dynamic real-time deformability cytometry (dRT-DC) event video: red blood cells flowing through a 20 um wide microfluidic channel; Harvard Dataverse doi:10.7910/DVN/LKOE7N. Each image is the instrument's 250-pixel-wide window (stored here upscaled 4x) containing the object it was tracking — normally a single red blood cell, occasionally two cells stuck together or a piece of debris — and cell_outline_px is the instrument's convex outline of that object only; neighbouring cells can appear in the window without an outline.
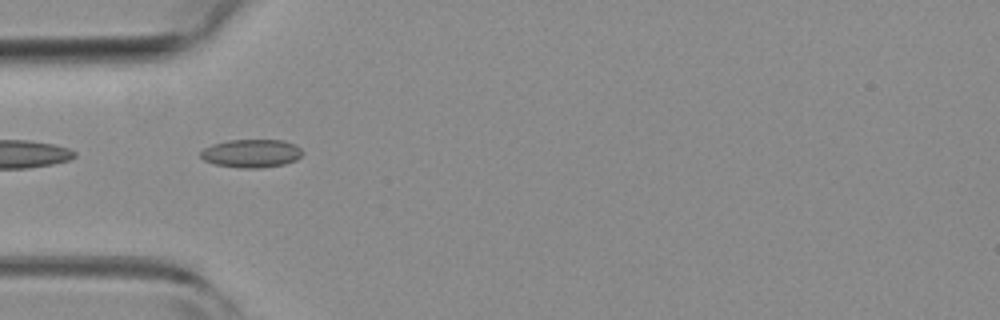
{"species": "common noctule bat (a hibernating species)", "species_latin": "Nyctalus noctula", "temperature_condition": "room temperature", "stored_images_in_passage": 5, "camera_frame_rate_fps": 3000, "um_per_image_px": 0.085, "animal": {"sex": "female", "body_mass_g": 19.3, "forearm_length_mm": 54.1}, "frame": {"image": 1, "passage_image": 3, "time_ms": 0.667, "image_size_px": [1000, 320], "cell_outline_px": [[304, 152], [296, 160], [284, 164], [260, 168], [240, 168], [212, 164], [204, 160], [200, 156], [200, 152], [204, 148], [212, 144], [228, 140], [284, 140], [296, 144]], "centroid_in_image_um": [21.36, 13.03], "position_along_channel_um": 63.6, "area_um2": 16.94}}
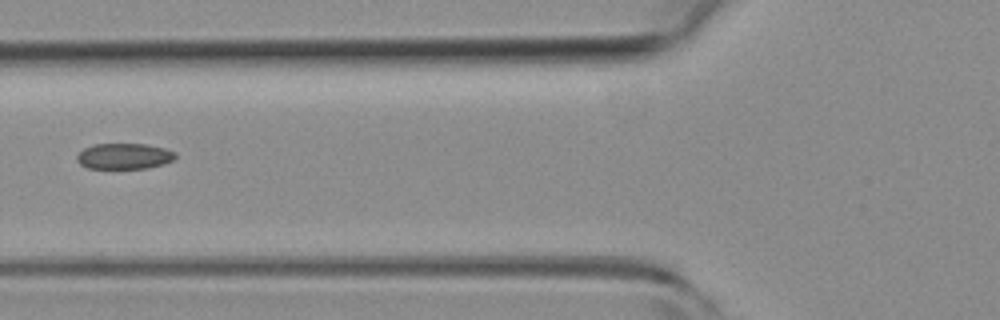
{"frame": {"image": 2, "passage_image": 4, "time_ms": 1.0, "image_size_px": [1000, 320], "cell_outline_px": [[176, 156], [172, 160], [164, 164], [148, 168], [88, 168], [80, 164], [76, 160], [76, 156], [84, 148], [92, 144], [144, 144], [164, 148], [176, 152]], "centroid_in_image_um": [10.54, 13.27], "position_along_channel_um": 115.3, "area_um2": 14.8}}
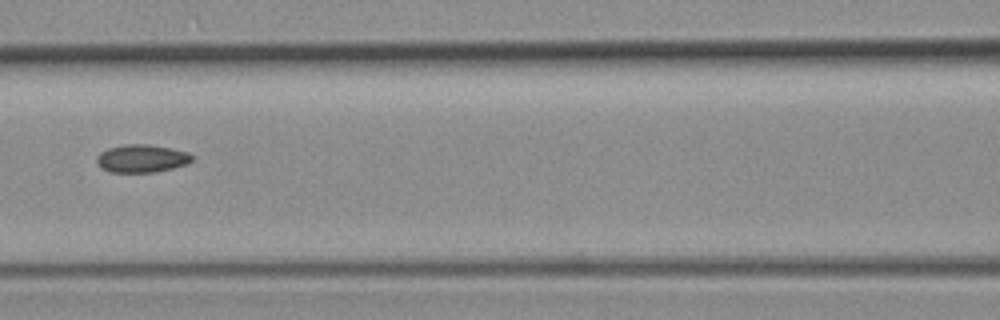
{"frame": {"image": 3, "passage_image": 5, "time_ms": 1.333, "image_size_px": [1000, 320], "cell_outline_px": [[192, 160], [184, 164], [172, 168], [156, 172], [108, 172], [100, 168], [96, 164], [96, 156], [100, 152], [108, 148], [124, 144], [148, 144], [188, 152], [192, 156]], "centroid_in_image_um": [11.96, 13.47], "position_along_channel_um": 154.6, "area_um2": 15.49}}